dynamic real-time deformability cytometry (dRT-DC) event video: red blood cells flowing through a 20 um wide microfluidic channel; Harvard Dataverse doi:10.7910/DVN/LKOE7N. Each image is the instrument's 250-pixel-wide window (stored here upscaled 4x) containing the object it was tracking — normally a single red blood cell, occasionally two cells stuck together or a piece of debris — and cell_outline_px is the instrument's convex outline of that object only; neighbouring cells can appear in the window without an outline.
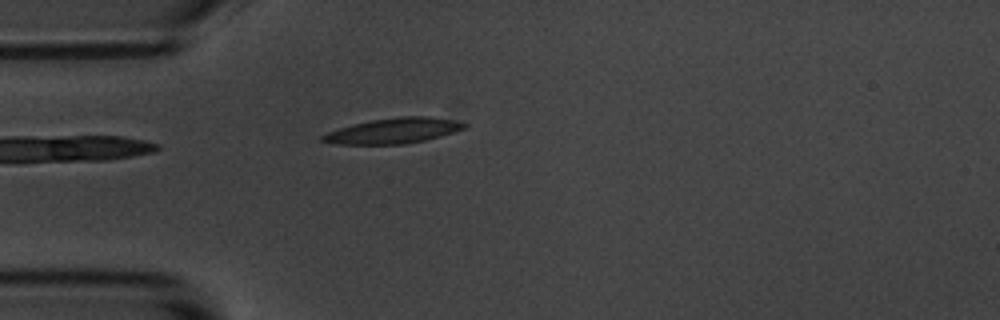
{"species": "common noctule bat (a hibernating species)", "species_latin": "Nyctalus noctula", "temperature_condition": "room temperature", "stored_images_in_passage": 6, "camera_frame_rate_fps": 3000, "um_per_image_px": 0.085, "animal": {"sex": "male", "body_mass_g": 20.1, "forearm_length_mm": 53.5}, "frame": {"image": 1, "passage_image": 6, "time_ms": 6.667, "image_size_px": [1000, 320], "cell_outline_px": [[468, 124], [464, 128], [440, 136], [424, 140], [404, 144], [332, 144], [320, 140], [320, 136], [328, 132], [352, 124], [372, 120], [400, 116], [432, 116], [452, 120]], "centroid_in_image_um": [33.4, 11.11], "position_along_channel_um": 51.6, "area_um2": 20.81}}